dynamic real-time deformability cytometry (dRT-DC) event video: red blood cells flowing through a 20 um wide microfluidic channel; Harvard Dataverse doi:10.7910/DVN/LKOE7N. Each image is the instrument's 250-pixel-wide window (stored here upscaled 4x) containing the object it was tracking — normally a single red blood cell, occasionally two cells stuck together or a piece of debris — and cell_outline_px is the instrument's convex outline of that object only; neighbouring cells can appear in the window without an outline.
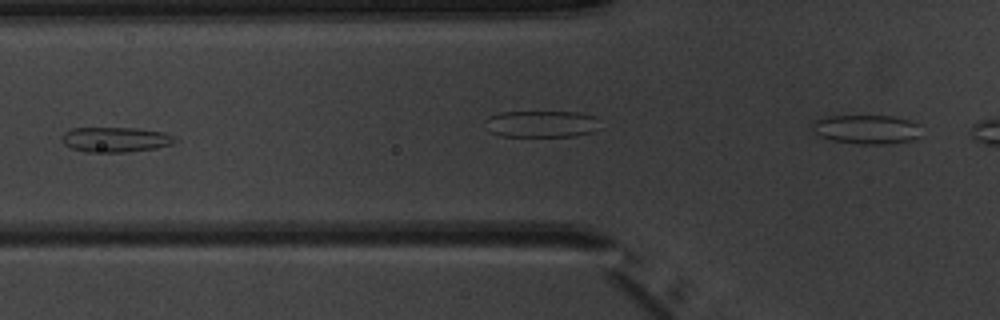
{"species": "common noctule bat (a hibernating species)", "species_latin": "Nyctalus noctula", "temperature_condition": "warm", "stored_images_in_passage": 7, "camera_frame_rate_fps": 3000, "um_per_image_px": 0.085, "animal": {"sex": "male", "body_mass_g": 20.1, "forearm_length_mm": 53.5}, "frame": {"image": 1, "passage_image": 5, "time_ms": 4.667, "image_size_px": [1000, 320], "cell_outline_px": [[176, 140], [172, 144], [156, 148], [128, 152], [88, 152], [72, 148], [64, 144], [64, 132], [72, 128], [136, 128], [164, 132], [172, 136]], "centroid_in_image_um": [9.84, 11.86], "position_along_channel_um": 116.0, "area_um2": 16.3}}